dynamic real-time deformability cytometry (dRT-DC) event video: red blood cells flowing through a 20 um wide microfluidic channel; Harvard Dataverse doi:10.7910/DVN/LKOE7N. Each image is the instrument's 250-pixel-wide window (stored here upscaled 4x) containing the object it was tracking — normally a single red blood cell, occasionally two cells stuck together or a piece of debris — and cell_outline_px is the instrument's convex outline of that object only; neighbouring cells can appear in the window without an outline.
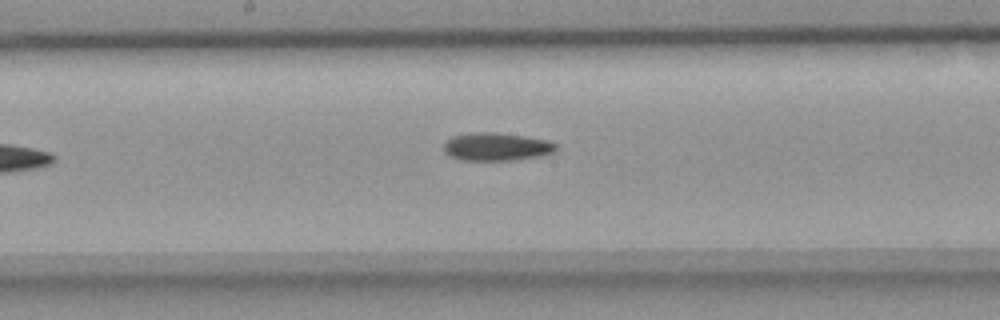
{"species": "common noctule bat (a hibernating species)", "species_latin": "Nyctalus noctula", "temperature_condition": "room temperature", "stored_images_in_passage": 5, "camera_frame_rate_fps": 3000, "um_per_image_px": 0.085, "animal": {"sex": "female", "body_mass_g": 18.4}, "frame": {"image": 1, "passage_image": 5, "time_ms": 1.333, "image_size_px": [1000, 320], "cell_outline_px": [[556, 148], [552, 152], [536, 156], [508, 160], [460, 160], [448, 156], [444, 152], [444, 144], [452, 136], [476, 132], [496, 132], [524, 136], [548, 140], [556, 144]], "centroid_in_image_um": [42.14, 12.46], "position_along_channel_um": 206.1, "area_um2": 18.09}}